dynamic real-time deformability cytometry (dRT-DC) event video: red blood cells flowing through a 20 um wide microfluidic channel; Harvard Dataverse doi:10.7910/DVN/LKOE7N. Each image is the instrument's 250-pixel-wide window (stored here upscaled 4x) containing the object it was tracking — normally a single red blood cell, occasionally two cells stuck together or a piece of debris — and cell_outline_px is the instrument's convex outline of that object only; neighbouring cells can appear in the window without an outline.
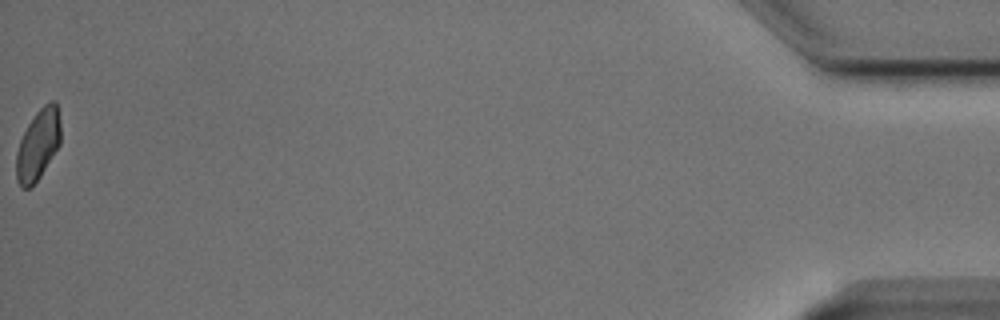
{"species": "Egyptian fruit bat (a non-hibernating species)", "species_latin": "Rousettus aegyptiacus", "temperature_condition": "cold", "stored_images_in_passage": 17, "camera_frame_rate_fps": 3000, "um_per_image_px": 0.085, "animal": {"sex": "male"}, "frame": {"image": 1, "passage_image": 17, "time_ms": 19.667, "image_size_px": [1000, 320], "cell_outline_px": [[60, 144], [40, 176], [28, 188], [20, 188], [16, 180], [16, 152], [20, 140], [28, 124], [36, 112], [44, 104], [52, 100], [56, 100], [60, 124]], "centroid_in_image_um": [3.22, 12.29], "position_along_channel_um": 432.0, "area_um2": 18.15}, "authors_computed_cell_mechanics": {"area_um2": 22.542, "velocity_mm_per_s": 3.7405, "shape_relaxation_time_tau1_ms": 1.4841, "shape_relaxation_time_tau2_ms": 2.527, "deformation_change_tau1": 0.0586, "deformation_change_tau2": 0.0663}}